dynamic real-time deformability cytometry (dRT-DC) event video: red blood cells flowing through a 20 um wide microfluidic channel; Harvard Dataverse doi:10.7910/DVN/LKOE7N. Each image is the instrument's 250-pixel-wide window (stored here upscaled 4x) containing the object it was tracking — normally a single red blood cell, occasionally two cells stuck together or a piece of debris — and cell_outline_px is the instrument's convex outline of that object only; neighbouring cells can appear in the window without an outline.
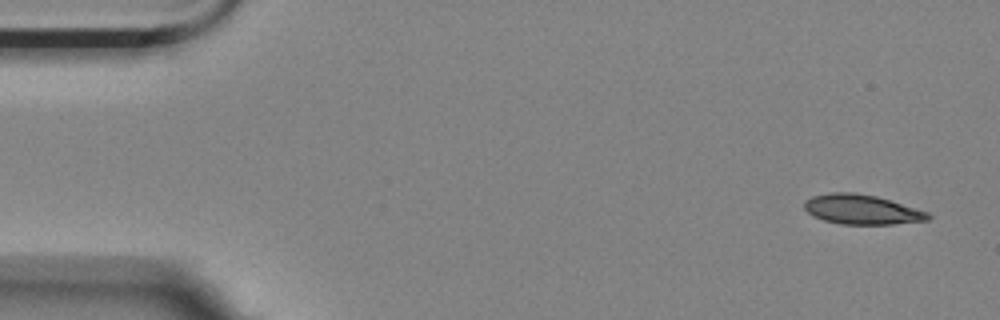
{"species": "Egyptian fruit bat (a non-hibernating species)", "species_latin": "Rousettus aegyptiacus", "temperature_condition": "room temperature", "stored_images_in_passage": 4, "camera_frame_rate_fps": 3000, "um_per_image_px": 0.085, "animal": {"sex": "female"}, "frame": {"image": 1, "passage_image": 1, "time_ms": 0.0, "image_size_px": [1000, 320], "cell_outline_px": [[932, 216], [928, 220], [892, 224], [840, 224], [824, 220], [812, 216], [804, 208], [804, 200], [812, 196], [828, 192], [852, 192], [876, 196], [928, 212]], "centroid_in_image_um": [73.21, 17.8], "position_along_channel_um": 11.8, "area_um2": 21.39}}